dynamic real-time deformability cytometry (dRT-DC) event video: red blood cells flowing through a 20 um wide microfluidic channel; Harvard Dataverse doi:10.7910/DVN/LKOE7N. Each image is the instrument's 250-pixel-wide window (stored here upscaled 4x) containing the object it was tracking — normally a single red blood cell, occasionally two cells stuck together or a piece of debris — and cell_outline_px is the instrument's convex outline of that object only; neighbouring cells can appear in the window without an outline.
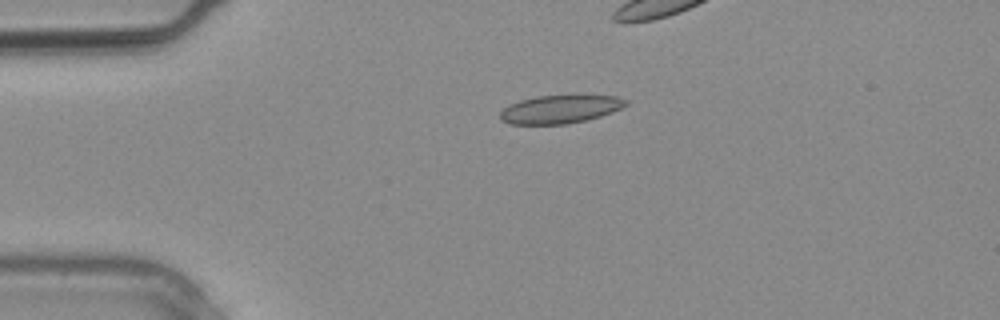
{"species": "common noctule bat (a hibernating species)", "species_latin": "Nyctalus noctula", "temperature_condition": "warm", "stored_images_in_passage": 1, "camera_frame_rate_fps": 3000, "um_per_image_px": 0.085, "animal": {"sex": "male", "body_mass_g": 20.4}, "frame": {"image": 1, "passage_image": 1, "time_ms": 0.0, "image_size_px": [1000, 320], "cell_outline_px": [[628, 104], [612, 112], [600, 116], [568, 124], [508, 124], [500, 120], [500, 112], [508, 104], [520, 100], [536, 96], [616, 96], [628, 100]], "centroid_in_image_um": [47.56, 9.29], "position_along_channel_um": 37.4, "area_um2": 20.52}}